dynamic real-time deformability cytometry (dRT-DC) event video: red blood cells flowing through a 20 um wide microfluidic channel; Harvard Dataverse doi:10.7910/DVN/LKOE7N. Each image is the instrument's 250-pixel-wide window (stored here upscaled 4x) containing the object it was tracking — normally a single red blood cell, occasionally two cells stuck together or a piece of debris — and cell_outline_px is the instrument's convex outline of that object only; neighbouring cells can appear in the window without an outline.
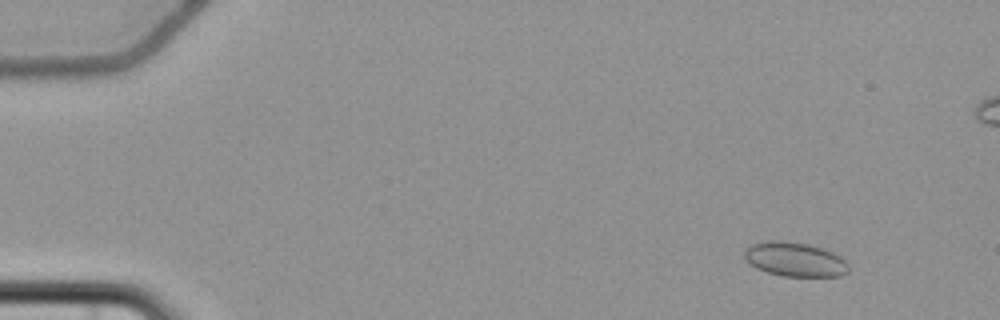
{"species": "common noctule bat (a hibernating species)", "species_latin": "Nyctalus noctula", "temperature_condition": "cold", "stored_images_in_passage": 6, "camera_frame_rate_fps": 3000, "um_per_image_px": 0.085, "animal": {"sex": "female", "body_mass_g": 22.7, "forearm_length_mm": 54.2}, "frame": {"image": 1, "passage_image": 2, "time_ms": 1.333, "image_size_px": [1000, 320], "cell_outline_px": [[848, 272], [840, 276], [784, 276], [768, 272], [756, 268], [744, 256], [744, 248], [752, 244], [772, 240], [784, 240], [808, 244], [832, 252], [840, 256], [848, 264]], "centroid_in_image_um": [67.56, 22.04], "position_along_channel_um": 17.4, "area_um2": 20.63}}